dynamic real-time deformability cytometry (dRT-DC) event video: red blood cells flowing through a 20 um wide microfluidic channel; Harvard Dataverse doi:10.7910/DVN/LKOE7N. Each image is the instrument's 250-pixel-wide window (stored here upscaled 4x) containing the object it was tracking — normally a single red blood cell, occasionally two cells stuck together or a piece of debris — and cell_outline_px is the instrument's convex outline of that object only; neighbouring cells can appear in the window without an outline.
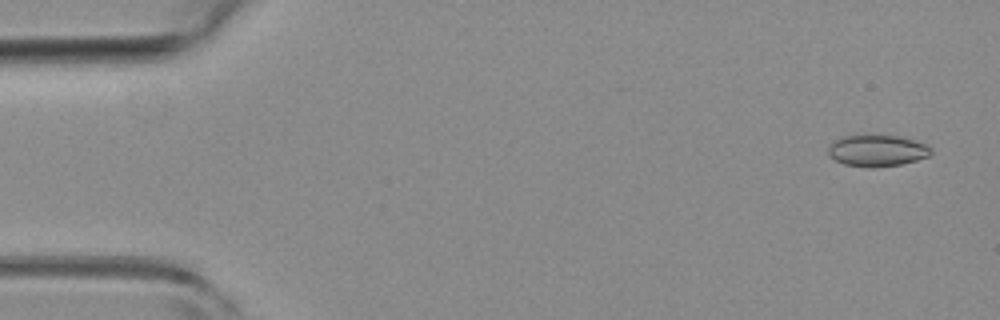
{"species": "common noctule bat (a hibernating species)", "species_latin": "Nyctalus noctula", "temperature_condition": "room temperature", "stored_images_in_passage": 52, "camera_frame_rate_fps": 3000, "um_per_image_px": 0.085, "animal": {"sex": "female", "body_mass_g": 19.3, "forearm_length_mm": 54.1}, "frame": {"image": 1, "passage_image": 3, "time_ms": 0.667, "image_size_px": [1000, 320], "cell_outline_px": [[932, 152], [928, 156], [916, 160], [900, 164], [844, 164], [828, 156], [828, 148], [836, 140], [844, 136], [900, 136], [928, 144], [932, 148]], "centroid_in_image_um": [74.61, 12.76], "position_along_channel_um": 10.4, "area_um2": 17.86}}
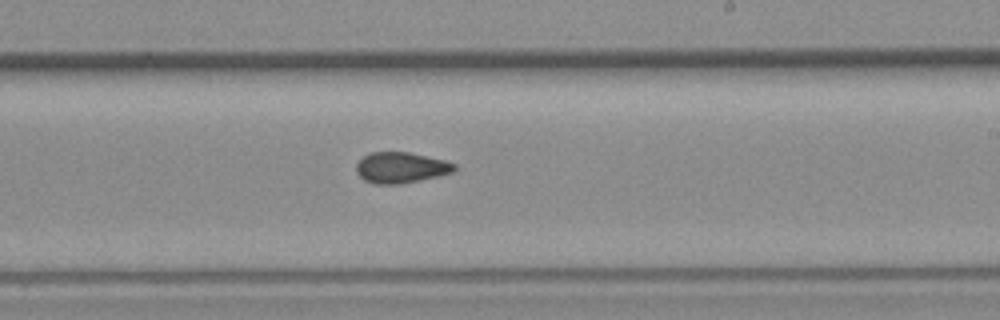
{"frame": {"image": 2, "passage_image": 31, "time_ms": 10.0, "image_size_px": [1000, 320], "cell_outline_px": [[456, 168], [452, 172], [440, 176], [400, 184], [372, 184], [364, 180], [356, 172], [356, 164], [364, 156], [372, 152], [408, 152], [444, 160], [456, 164]], "centroid_in_image_um": [34.07, 14.26], "position_along_channel_um": 254.9, "area_um2": 17.63}}
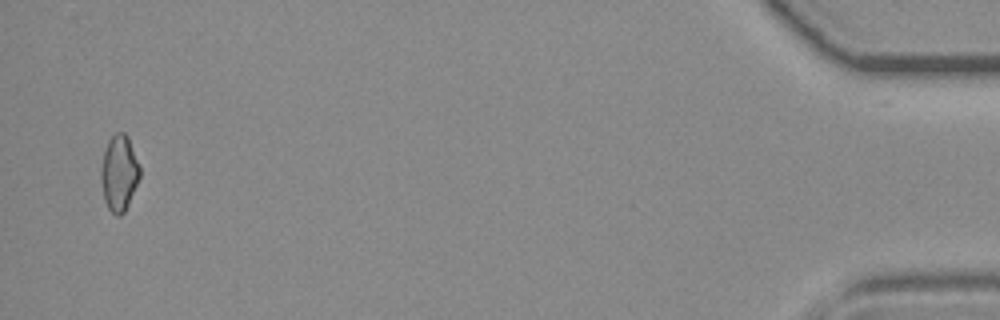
{"frame": {"image": 3, "passage_image": 51, "time_ms": 16.667, "image_size_px": [1000, 320], "cell_outline_px": [[140, 176], [128, 204], [124, 212], [120, 216], [116, 216], [108, 208], [104, 200], [100, 180], [100, 168], [104, 152], [108, 140], [116, 132], [124, 132], [128, 136], [140, 164]], "centroid_in_image_um": [10.12, 14.69], "position_along_channel_um": 425.1, "area_um2": 17.34}, "authors_computed_cell_mechanics": {"area_um2": 17.8602, "velocity_mm_per_s": 3.9578, "shape_relaxation_time_tau1_ms": null, "shape_relaxation_time_tau2_ms": 2.6229, "deformation_change_tau1": null, "deformation_change_tau2": 0.0748}}